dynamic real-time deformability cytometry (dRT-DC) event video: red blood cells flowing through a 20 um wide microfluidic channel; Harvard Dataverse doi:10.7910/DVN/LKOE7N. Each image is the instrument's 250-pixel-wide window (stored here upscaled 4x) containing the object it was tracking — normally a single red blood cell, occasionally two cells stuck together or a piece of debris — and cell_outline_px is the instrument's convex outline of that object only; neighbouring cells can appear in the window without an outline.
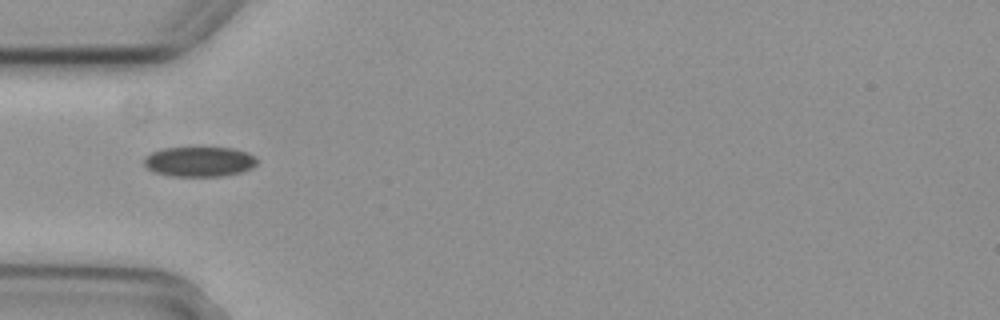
{"species": "common noctule bat (a hibernating species)", "species_latin": "Nyctalus noctula", "temperature_condition": "cold", "stored_images_in_passage": 6, "segment_of_instrument_passage": [2, 2], "camera_frame_rate_fps": 3000, "um_per_image_px": 0.085, "animal": {"sex": "female", "body_mass_g": 29.2, "forearm_length_mm": 56.3}, "frame": {"image": 1, "passage_image": 5, "time_ms": 1.333, "image_size_px": [1000, 320], "cell_outline_px": [[256, 164], [252, 168], [240, 172], [224, 176], [168, 176], [156, 172], [148, 168], [144, 164], [144, 160], [152, 152], [164, 148], [232, 148], [256, 156]], "centroid_in_image_um": [16.96, 13.75], "position_along_channel_um": 68.0, "area_um2": 19.48}}
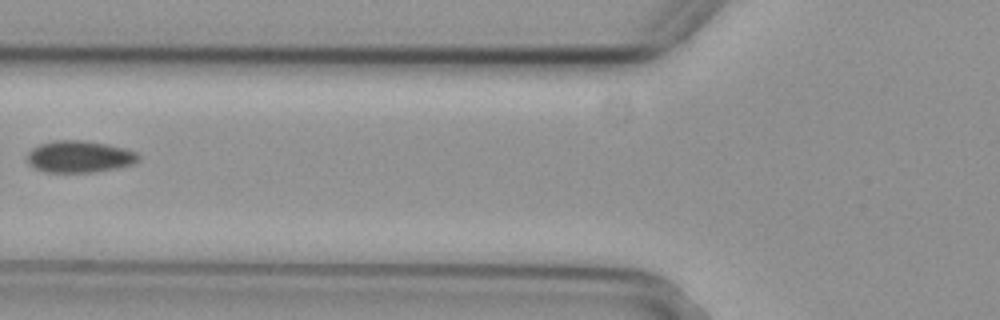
{"frame": {"image": 2, "passage_image": 6, "time_ms": 1.667, "image_size_px": [1000, 320], "cell_outline_px": [[140, 156], [132, 164], [116, 168], [92, 172], [48, 172], [36, 168], [28, 160], [28, 152], [32, 148], [40, 144], [52, 140], [84, 140], [108, 144], [124, 148], [136, 152]], "centroid_in_image_um": [6.76, 13.3], "position_along_channel_um": 119.0, "area_um2": 20.4}}